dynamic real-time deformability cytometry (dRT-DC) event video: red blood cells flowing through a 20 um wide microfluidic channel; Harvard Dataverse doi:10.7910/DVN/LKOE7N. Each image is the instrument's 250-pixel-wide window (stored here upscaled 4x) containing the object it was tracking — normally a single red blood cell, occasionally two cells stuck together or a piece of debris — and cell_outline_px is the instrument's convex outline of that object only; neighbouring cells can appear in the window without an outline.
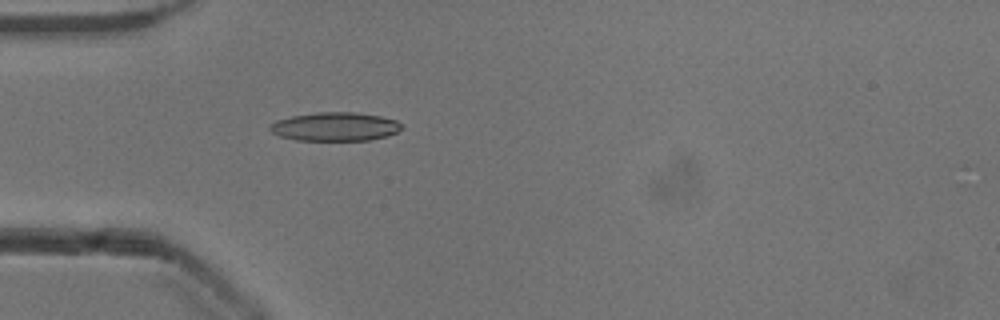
{"species": "common noctule bat (a hibernating species)", "species_latin": "Nyctalus noctula", "temperature_condition": "cold", "stored_images_in_passage": 53, "camera_frame_rate_fps": 3000, "um_per_image_px": 0.085, "animal": {"sex": "male", "body_mass_g": 13.3}, "frame": {"image": 1, "passage_image": 16, "time_ms": 5.0, "image_size_px": [1000, 320], "cell_outline_px": [[404, 128], [388, 136], [368, 140], [296, 140], [280, 136], [272, 132], [268, 128], [276, 120], [292, 116], [316, 112], [356, 112], [380, 116], [396, 120]], "centroid_in_image_um": [28.49, 10.76], "position_along_channel_um": 56.5, "area_um2": 21.96}}
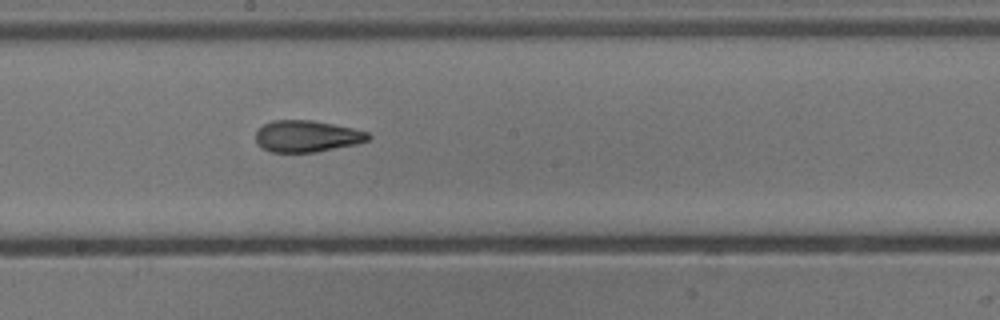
{"frame": {"image": 2, "passage_image": 29, "time_ms": 9.333, "image_size_px": [1000, 320], "cell_outline_px": [[372, 136], [368, 140], [356, 144], [316, 152], [272, 152], [260, 148], [256, 144], [256, 132], [264, 124], [272, 120], [312, 120], [352, 128], [368, 132]], "centroid_in_image_um": [26.06, 11.58], "position_along_channel_um": 222.1, "area_um2": 20.75}}
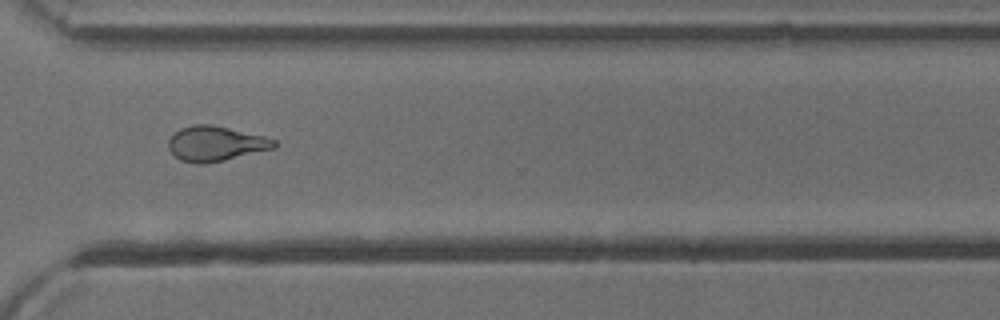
{"frame": {"image": 3, "passage_image": 39, "time_ms": 12.667, "image_size_px": [1000, 320], "cell_outline_px": [[276, 148], [224, 160], [204, 164], [196, 164], [180, 160], [168, 148], [168, 140], [180, 128], [192, 124], [212, 124], [264, 136], [276, 140]], "centroid_in_image_um": [18.33, 12.21], "position_along_channel_um": 352.3, "area_um2": 21.56}, "authors_computed_cell_mechanics": {"area_um2": 21.2704, "velocity_mm_per_s": 3.9198, "shape_relaxation_time_tau1_ms": 5.4733, "shape_relaxation_time_tau2_ms": 2.0279, "deformation_change_tau1": 0.1983, "deformation_change_tau2": 0.1057}}